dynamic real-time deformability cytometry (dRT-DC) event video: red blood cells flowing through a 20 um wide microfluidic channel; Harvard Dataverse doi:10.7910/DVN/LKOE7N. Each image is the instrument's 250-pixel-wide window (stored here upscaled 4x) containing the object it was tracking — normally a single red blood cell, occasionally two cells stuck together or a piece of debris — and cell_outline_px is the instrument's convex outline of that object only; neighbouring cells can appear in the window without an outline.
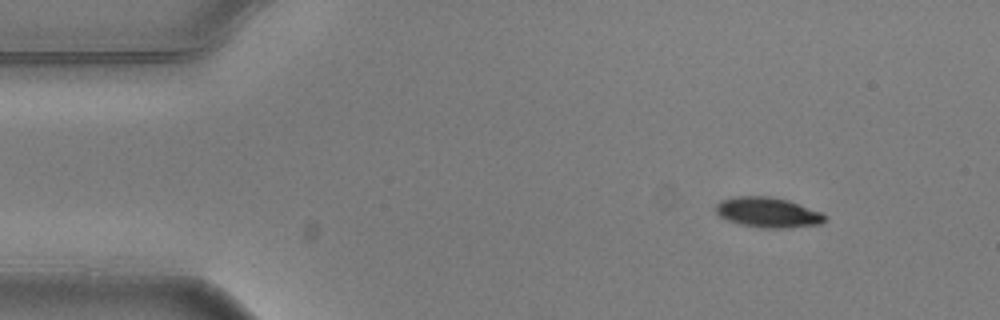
{"species": "common noctule bat (a hibernating species)", "species_latin": "Nyctalus noctula", "temperature_condition": "warm", "stored_images_in_passage": 12, "camera_frame_rate_fps": 3000, "um_per_image_px": 0.085, "animal": {"sex": "male", "body_mass_g": 20.5, "forearm_length_mm": 52.5}, "frame": {"image": 1, "passage_image": 1, "time_ms": 0.0, "image_size_px": [1000, 320], "cell_outline_px": [[828, 220], [820, 224], [792, 228], [760, 228], [740, 224], [728, 220], [720, 216], [712, 208], [720, 200], [736, 196], [768, 196], [788, 200], [824, 212]], "centroid_in_image_um": [65.3, 18.06], "position_along_channel_um": 19.7, "area_um2": 19.59}}
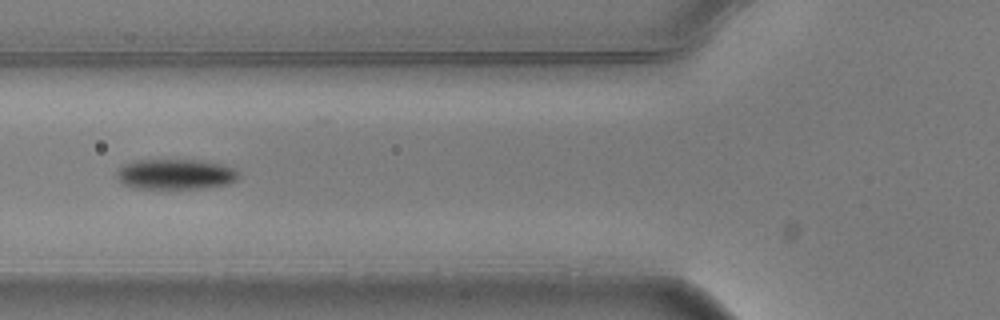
{"frame": {"image": 2, "passage_image": 4, "time_ms": 1.0, "image_size_px": [1000, 320], "cell_outline_px": [[240, 176], [236, 180], [228, 184], [208, 188], [164, 192], [132, 188], [124, 184], [116, 176], [116, 172], [124, 164], [136, 160], [200, 160], [224, 164], [240, 172]], "centroid_in_image_um": [14.92, 14.87], "position_along_channel_um": 110.9, "area_um2": 22.77}}
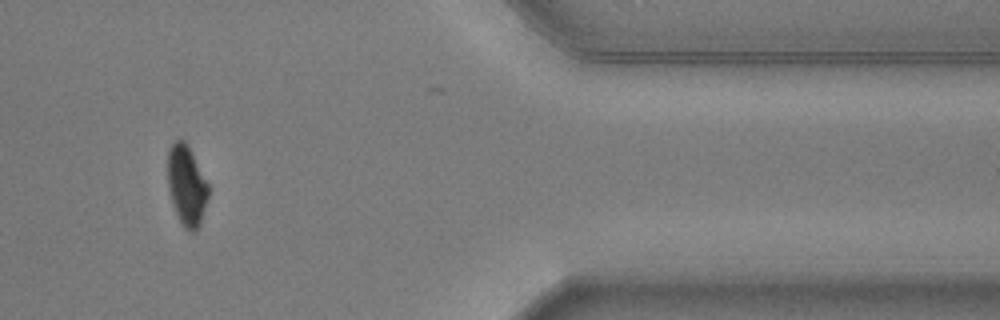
{"frame": {"image": 3, "passage_image": 11, "time_ms": 3.333, "image_size_px": [1000, 320], "cell_outline_px": [[208, 196], [200, 224], [192, 232], [188, 232], [184, 228], [172, 204], [168, 188], [168, 148], [176, 140], [184, 140], [188, 144], [208, 184]], "centroid_in_image_um": [15.85, 15.75], "position_along_channel_um": 395.6, "area_um2": 18.84}}